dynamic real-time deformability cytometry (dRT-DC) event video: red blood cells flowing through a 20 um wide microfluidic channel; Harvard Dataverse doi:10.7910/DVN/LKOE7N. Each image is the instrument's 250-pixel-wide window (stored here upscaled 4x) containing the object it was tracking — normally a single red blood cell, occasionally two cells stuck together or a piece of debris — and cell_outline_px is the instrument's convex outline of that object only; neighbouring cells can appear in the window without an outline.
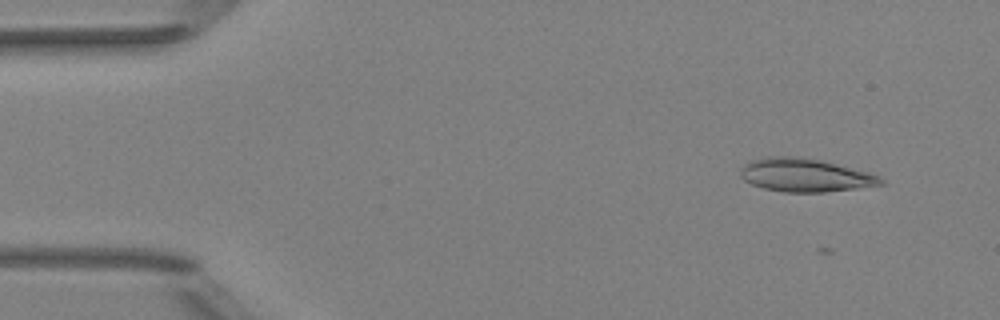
{"species": "Egyptian fruit bat (a non-hibernating species)", "species_latin": "Rousettus aegyptiacus", "temperature_condition": "room temperature", "stored_images_in_passage": 8, "camera_frame_rate_fps": 3000, "um_per_image_px": 0.085, "animal": {"sex": "female"}, "frame": {"image": 1, "passage_image": 6, "time_ms": 1.667, "image_size_px": [1000, 320], "cell_outline_px": [[884, 184], [856, 188], [824, 192], [784, 192], [764, 188], [752, 184], [744, 180], [740, 176], [740, 168], [752, 160], [764, 156], [796, 156], [820, 160], [868, 172], [880, 176], [884, 180]], "centroid_in_image_um": [68.41, 14.88], "position_along_channel_um": 16.6, "area_um2": 27.11}}